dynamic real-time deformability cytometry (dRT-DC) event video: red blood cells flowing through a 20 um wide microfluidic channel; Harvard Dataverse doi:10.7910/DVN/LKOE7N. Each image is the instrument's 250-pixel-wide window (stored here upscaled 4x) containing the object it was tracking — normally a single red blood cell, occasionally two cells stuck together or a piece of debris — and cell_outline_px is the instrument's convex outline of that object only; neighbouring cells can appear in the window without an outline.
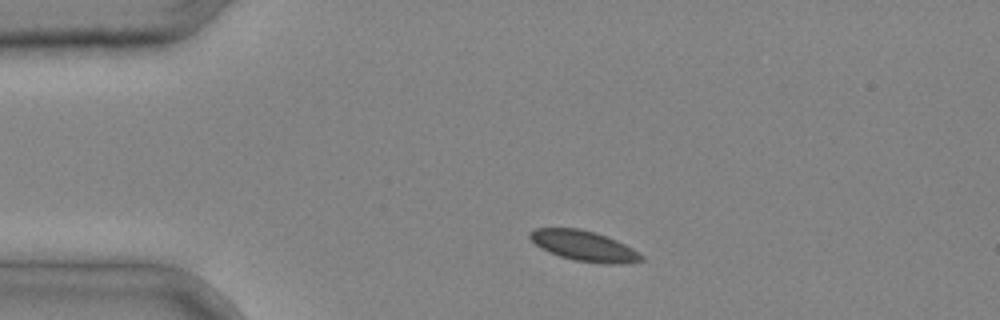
{"species": "common noctule bat (a hibernating species)", "species_latin": "Nyctalus noctula", "temperature_condition": "cold", "stored_images_in_passage": 2, "camera_frame_rate_fps": 3000, "um_per_image_px": 0.085, "animal": {"sex": "male", "body_mass_g": 20.4}, "frame": {"image": 1, "passage_image": 1, "time_ms": 0.0, "image_size_px": [1000, 320], "cell_outline_px": [[644, 260], [620, 264], [604, 264], [572, 260], [548, 252], [540, 248], [528, 236], [528, 232], [536, 228], [580, 228], [616, 240], [632, 248], [644, 256]], "centroid_in_image_um": [49.62, 20.91], "position_along_channel_um": 35.4, "area_um2": 19.65}}